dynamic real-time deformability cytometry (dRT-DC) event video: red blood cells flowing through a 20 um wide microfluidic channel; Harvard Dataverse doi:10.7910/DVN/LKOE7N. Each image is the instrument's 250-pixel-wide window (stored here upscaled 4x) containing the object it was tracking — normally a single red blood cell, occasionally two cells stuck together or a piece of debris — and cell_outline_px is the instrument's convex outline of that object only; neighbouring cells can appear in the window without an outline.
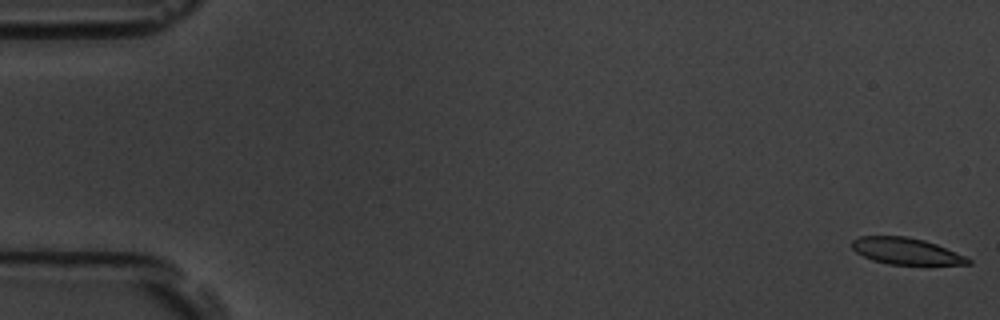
{"species": "common noctule bat (a hibernating species)", "species_latin": "Nyctalus noctula", "temperature_condition": "room temperature", "stored_images_in_passage": 5, "camera_frame_rate_fps": 3000, "um_per_image_px": 0.085, "animal": {"sex": "male", "body_mass_g": 19.5, "forearm_length_mm": 54.6}, "frame": {"image": 1, "passage_image": 1, "time_ms": 0.0, "image_size_px": [1000, 320], "cell_outline_px": [[972, 264], [888, 264], [872, 260], [856, 252], [852, 248], [852, 240], [860, 236], [904, 236], [924, 240], [936, 244], [964, 256], [972, 260]], "centroid_in_image_um": [76.98, 21.34], "position_along_channel_um": 8.0, "area_um2": 17.69}}
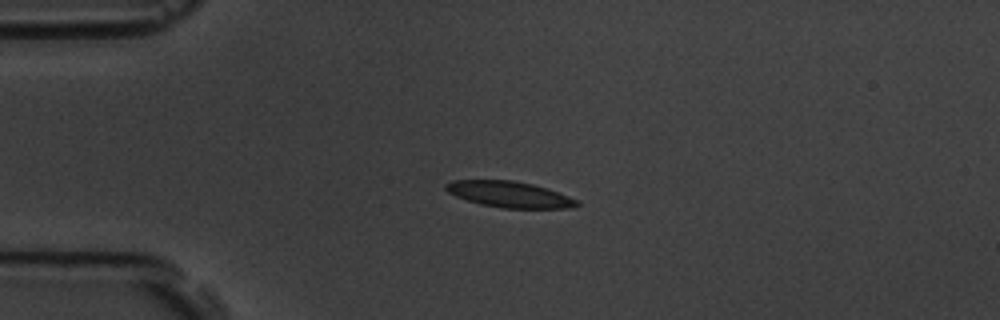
{"frame": {"image": 2, "passage_image": 4, "time_ms": 4.333, "image_size_px": [1000, 320], "cell_outline_px": [[580, 204], [572, 208], [504, 208], [480, 204], [456, 196], [448, 192], [444, 188], [444, 184], [452, 180], [512, 180], [532, 184], [548, 188], [568, 196], [576, 200]], "centroid_in_image_um": [43.28, 16.51], "position_along_channel_um": 41.7, "area_um2": 19.83}}